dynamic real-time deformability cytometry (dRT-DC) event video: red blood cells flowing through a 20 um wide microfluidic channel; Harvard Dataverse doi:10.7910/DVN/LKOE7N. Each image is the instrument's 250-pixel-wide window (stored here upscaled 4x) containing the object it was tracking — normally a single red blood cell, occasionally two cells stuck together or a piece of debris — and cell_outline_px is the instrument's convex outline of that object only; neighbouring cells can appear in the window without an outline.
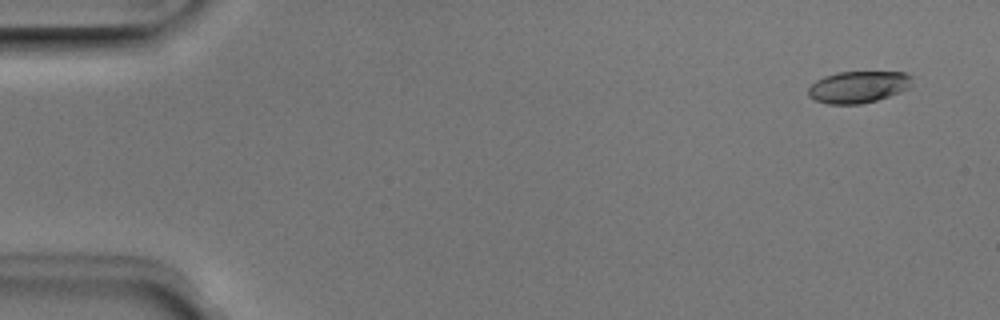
{"species": "Egyptian fruit bat (a non-hibernating species)", "species_latin": "Rousettus aegyptiacus", "temperature_condition": "room temperature", "stored_images_in_passage": 6, "camera_frame_rate_fps": 3000, "um_per_image_px": 0.085, "animal": {"sex": "male"}, "frame": {"image": 1, "passage_image": 1, "time_ms": 0.0, "image_size_px": [1000, 320], "cell_outline_px": [[912, 84], [908, 88], [900, 92], [876, 100], [860, 104], [828, 104], [816, 100], [808, 96], [808, 88], [816, 80], [824, 76], [840, 72], [904, 72], [912, 76]], "centroid_in_image_um": [72.95, 7.39], "position_along_channel_um": 12.0, "area_um2": 19.19}}
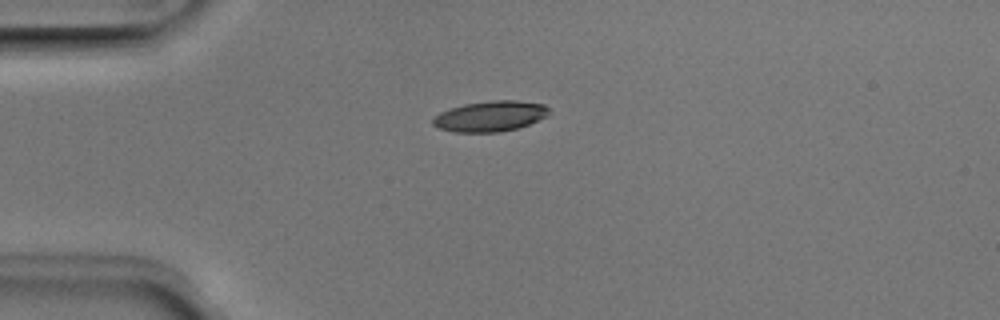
{"frame": {"image": 2, "passage_image": 4, "time_ms": 1.0, "image_size_px": [1000, 320], "cell_outline_px": [[548, 116], [528, 124], [516, 128], [500, 132], [452, 132], [440, 128], [432, 124], [432, 120], [440, 112], [464, 104], [492, 100], [516, 100], [544, 104], [548, 108]], "centroid_in_image_um": [41.67, 9.87], "position_along_channel_um": 43.3, "area_um2": 20.52}}